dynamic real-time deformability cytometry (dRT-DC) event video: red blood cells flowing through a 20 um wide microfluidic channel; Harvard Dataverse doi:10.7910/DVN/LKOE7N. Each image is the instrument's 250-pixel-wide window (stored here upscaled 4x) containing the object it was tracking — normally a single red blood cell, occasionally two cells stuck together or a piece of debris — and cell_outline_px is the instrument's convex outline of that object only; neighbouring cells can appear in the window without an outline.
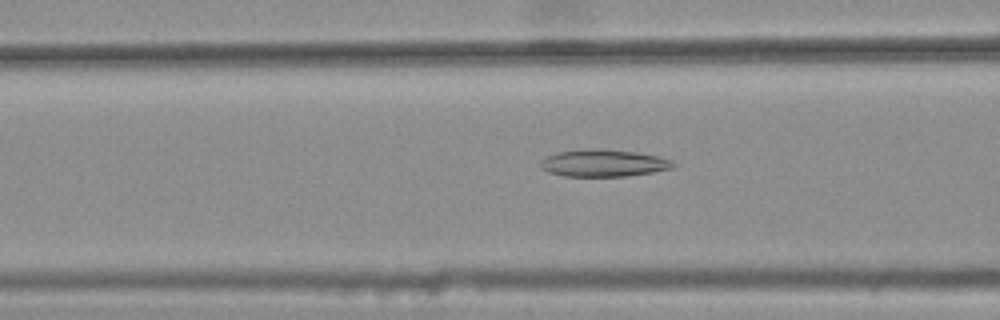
{"species": "common noctule bat (a hibernating species)", "species_latin": "Nyctalus noctula", "temperature_condition": "warm", "stored_images_in_passage": 43, "camera_frame_rate_fps": 3000, "um_per_image_px": 0.085, "animal": {"sex": "female", "body_mass_g": 25.1}, "frame": {"image": 1, "passage_image": 17, "time_ms": 5.333, "image_size_px": [1000, 320], "cell_outline_px": [[676, 164], [672, 168], [652, 172], [624, 176], [564, 176], [548, 172], [540, 168], [540, 160], [544, 156], [556, 152], [588, 148], [600, 148], [636, 152], [656, 156], [672, 160]], "centroid_in_image_um": [51.23, 13.85], "position_along_channel_um": 115.4, "area_um2": 21.15}}
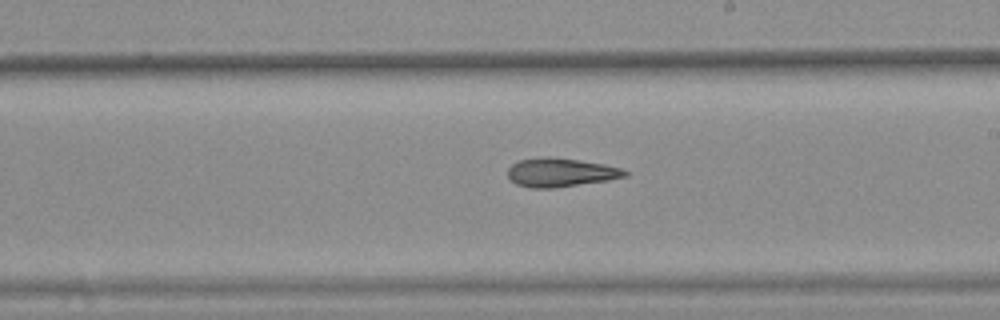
{"frame": {"image": 2, "passage_image": 27, "time_ms": 8.667, "image_size_px": [1000, 320], "cell_outline_px": [[628, 176], [608, 180], [556, 188], [532, 188], [516, 184], [508, 176], [508, 168], [512, 164], [520, 160], [544, 156], [548, 156], [580, 160], [604, 164], [620, 168], [628, 172]], "centroid_in_image_um": [47.65, 14.66], "position_along_channel_um": 241.3, "area_um2": 19.65}}
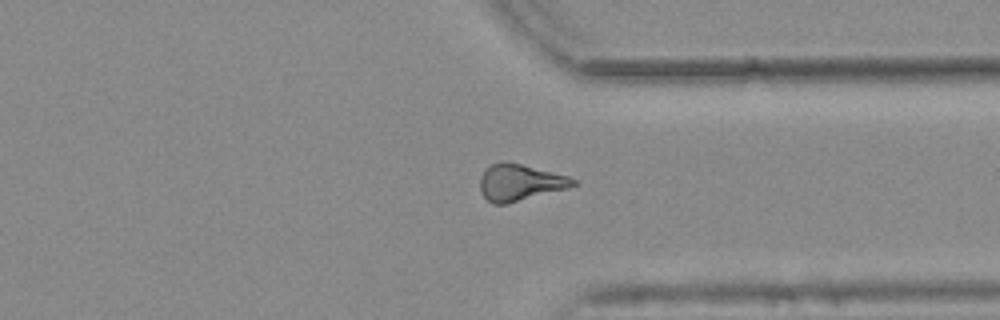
{"frame": {"image": 3, "passage_image": 37, "time_ms": 12.0, "image_size_px": [1000, 320], "cell_outline_px": [[580, 184], [568, 188], [504, 204], [492, 204], [480, 192], [480, 176], [484, 168], [500, 160], [508, 160], [568, 176], [576, 180]], "centroid_in_image_um": [44.17, 15.48], "position_along_channel_um": 367.2, "area_um2": 20.06}, "authors_computed_cell_mechanics": {"area_um2": 20.0566, "velocity_mm_per_s": 3.7909, "shape_relaxation_time_tau1_ms": null, "shape_relaxation_time_tau2_ms": 7.6473, "deformation_change_tau1": null, "deformation_change_tau2": 0.1769}}